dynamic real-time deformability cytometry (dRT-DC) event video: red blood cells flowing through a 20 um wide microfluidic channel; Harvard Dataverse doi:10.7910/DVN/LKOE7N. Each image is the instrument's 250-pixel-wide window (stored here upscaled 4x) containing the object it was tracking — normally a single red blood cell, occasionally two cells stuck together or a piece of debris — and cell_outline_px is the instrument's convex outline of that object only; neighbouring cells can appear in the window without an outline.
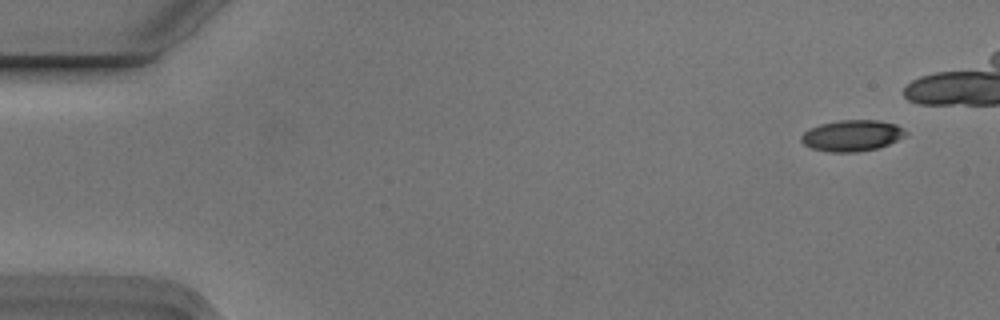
{"species": "Egyptian fruit bat (a non-hibernating species)", "species_latin": "Rousettus aegyptiacus", "temperature_condition": "cold", "stored_images_in_passage": 5, "camera_frame_rate_fps": 3000, "um_per_image_px": 0.085, "animal": {"sex": "male"}, "frame": {"image": 1, "passage_image": 1, "time_ms": 0.0, "image_size_px": [1000, 320], "cell_outline_px": [[908, 132], [904, 136], [888, 144], [876, 148], [856, 152], [828, 152], [812, 148], [804, 144], [800, 140], [800, 136], [804, 132], [820, 124], [840, 120], [876, 120], [896, 124], [904, 128]], "centroid_in_image_um": [72.42, 11.52], "position_along_channel_um": 12.6, "area_um2": 18.84}}